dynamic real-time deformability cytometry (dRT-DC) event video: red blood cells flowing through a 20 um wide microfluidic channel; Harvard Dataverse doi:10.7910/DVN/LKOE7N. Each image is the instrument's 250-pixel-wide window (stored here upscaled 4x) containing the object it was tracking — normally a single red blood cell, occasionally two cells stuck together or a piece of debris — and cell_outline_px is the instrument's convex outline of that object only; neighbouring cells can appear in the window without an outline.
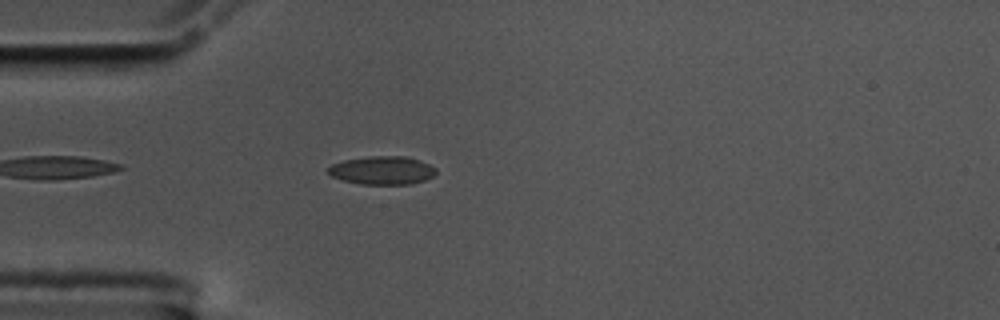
{"species": "common noctule bat (a hibernating species)", "species_latin": "Nyctalus noctula", "temperature_condition": "cold", "stored_images_in_passage": 45, "camera_frame_rate_fps": 3000, "um_per_image_px": 0.085, "animal": {"sex": "male", "body_mass_g": 17.5, "forearm_length_mm": 52.3}, "frame": {"image": 1, "passage_image": 4, "time_ms": 1.0, "image_size_px": [1000, 320], "cell_outline_px": [[436, 172], [432, 176], [424, 180], [412, 184], [360, 184], [344, 180], [332, 176], [328, 172], [328, 168], [332, 164], [344, 160], [372, 156], [404, 156], [428, 164], [436, 168]], "centroid_in_image_um": [32.48, 14.48], "position_along_channel_um": 52.5, "area_um2": 17.51}}
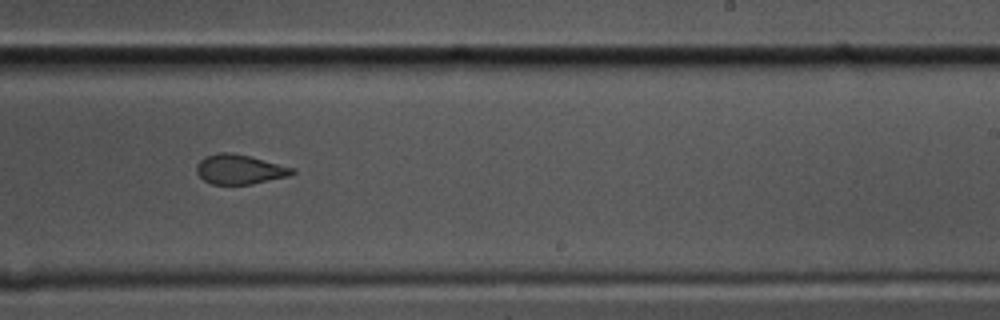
{"frame": {"image": 2, "passage_image": 23, "time_ms": 7.333, "image_size_px": [1000, 320], "cell_outline_px": [[296, 172], [288, 176], [252, 184], [212, 184], [204, 180], [196, 172], [196, 164], [204, 156], [220, 152], [232, 152], [296, 168]], "centroid_in_image_um": [20.36, 14.39], "position_along_channel_um": 268.6, "area_um2": 16.53}}
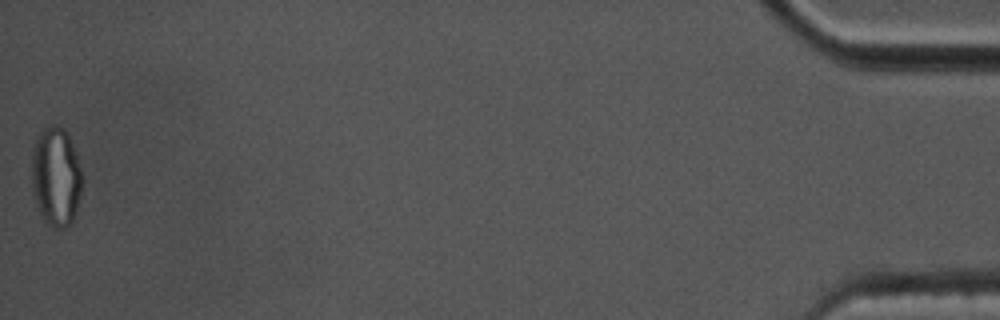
{"frame": {"image": 3, "passage_image": 45, "time_ms": 14.667, "image_size_px": [1000, 320], "cell_outline_px": [[84, 180], [80, 196], [72, 224], [64, 228], [56, 228], [48, 224], [40, 216], [32, 192], [32, 148], [40, 132], [44, 128], [52, 124], [56, 124], [64, 128], [80, 156], [84, 176]], "centroid_in_image_um": [4.79, 15.0], "position_along_channel_um": 430.4, "area_um2": 30.17}, "authors_computed_cell_mechanics": {"area_um2": 17.5134, "velocity_mm_per_s": 3.5334, "shape_relaxation_time_tau1_ms": null, "shape_relaxation_time_tau2_ms": 1.4148, "deformation_change_tau1": null, "deformation_change_tau2": 0.0689}}